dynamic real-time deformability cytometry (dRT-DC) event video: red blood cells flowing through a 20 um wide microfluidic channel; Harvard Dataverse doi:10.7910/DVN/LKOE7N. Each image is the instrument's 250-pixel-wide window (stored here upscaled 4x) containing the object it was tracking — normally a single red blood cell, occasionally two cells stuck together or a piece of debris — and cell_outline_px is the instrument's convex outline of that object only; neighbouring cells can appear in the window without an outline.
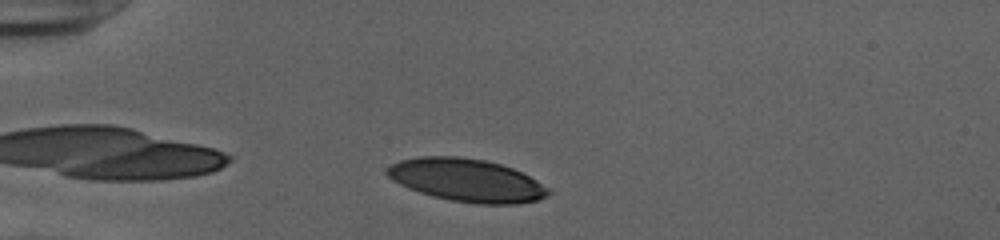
{"species": "human", "species_latin": "Homo sapiens", "temperature_condition": "cold", "stored_images_in_passage": 35, "camera_frame_rate_fps": 3000, "um_per_image_px": 0.085, "donor": {"sex": "female"}, "frame": {"image": 1, "passage_image": 4, "time_ms": 1.0, "image_size_px": [1000, 240], "cell_outline_px": [[552, 192], [548, 196], [536, 200], [516, 204], [476, 204], [448, 200], [432, 196], [408, 188], [392, 180], [384, 172], [392, 164], [400, 160], [420, 156], [456, 156], [484, 160], [500, 164], [512, 168], [536, 180], [548, 188]], "centroid_in_image_um": [39.65, 15.32], "position_along_channel_um": 45.3, "area_um2": 40.23}}
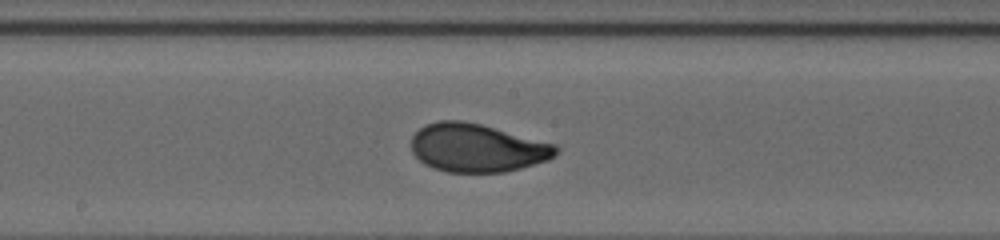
{"frame": {"image": 2, "passage_image": 19, "time_ms": 6.0, "image_size_px": [1000, 240], "cell_outline_px": [[560, 148], [548, 160], [520, 168], [504, 172], [448, 172], [432, 168], [424, 164], [412, 152], [412, 136], [424, 124], [440, 120], [460, 120], [480, 124], [556, 144]], "centroid_in_image_um": [40.53, 12.57], "position_along_channel_um": 207.7, "area_um2": 40.58}}
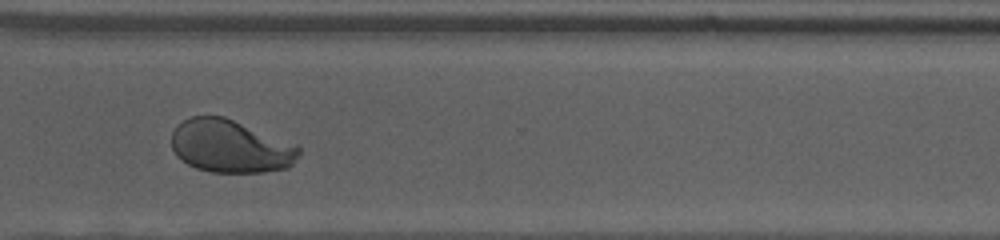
{"frame": {"image": 3, "passage_image": 30, "time_ms": 9.667, "image_size_px": [1000, 240], "cell_outline_px": [[300, 152], [292, 164], [288, 168], [264, 172], [212, 172], [196, 168], [180, 160], [176, 156], [172, 148], [172, 132], [184, 120], [192, 116], [224, 116], [296, 144], [300, 148]], "centroid_in_image_um": [19.58, 12.44], "position_along_channel_um": 351.0, "area_um2": 39.19}, "authors_computed_cell_mechanics": {"area_um2": 40.5178, "velocity_mm_per_s": 3.9109, "shape_relaxation_time_tau1_ms": 3.7296, "shape_relaxation_time_tau2_ms": null, "deformation_change_tau1": 0.1829, "deformation_change_tau2": null}}